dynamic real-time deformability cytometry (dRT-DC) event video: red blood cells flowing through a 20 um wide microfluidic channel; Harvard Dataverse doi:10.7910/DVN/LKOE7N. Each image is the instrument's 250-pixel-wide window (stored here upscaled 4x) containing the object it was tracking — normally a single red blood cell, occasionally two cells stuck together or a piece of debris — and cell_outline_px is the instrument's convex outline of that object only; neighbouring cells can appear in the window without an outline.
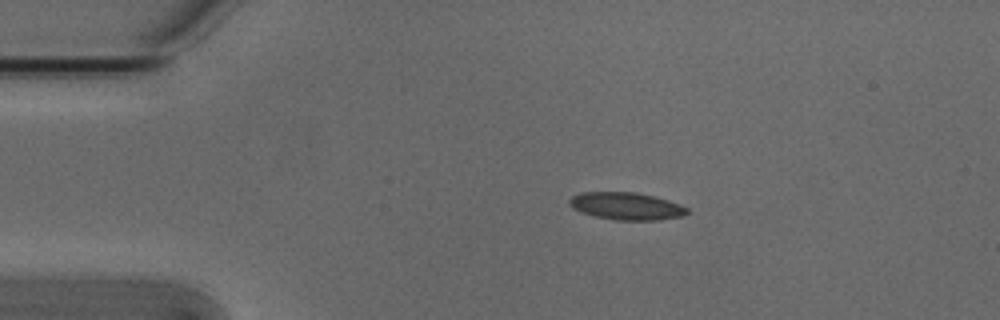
{"species": "Egyptian fruit bat (a non-hibernating species)", "species_latin": "Rousettus aegyptiacus", "temperature_condition": "cold", "stored_images_in_passage": 4, "camera_frame_rate_fps": 3000, "um_per_image_px": 0.085, "animal": {"sex": "male"}, "frame": {"image": 1, "passage_image": 2, "time_ms": 0.333, "image_size_px": [1000, 320], "cell_outline_px": [[688, 212], [680, 216], [656, 220], [616, 220], [596, 216], [580, 212], [572, 208], [568, 204], [568, 200], [572, 196], [580, 192], [636, 192], [668, 200], [680, 204], [688, 208]], "centroid_in_image_um": [53.19, 17.51], "position_along_channel_um": 31.8, "area_um2": 18.73}}
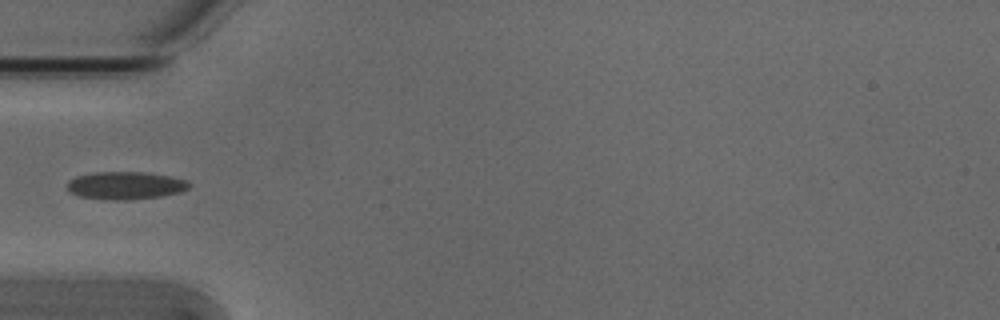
{"frame": {"image": 2, "passage_image": 4, "time_ms": 1.0, "image_size_px": [1000, 320], "cell_outline_px": [[192, 184], [188, 188], [180, 192], [160, 196], [128, 200], [104, 200], [80, 196], [68, 192], [68, 180], [76, 176], [96, 172], [144, 172], [172, 176], [188, 180]], "centroid_in_image_um": [10.67, 15.76], "position_along_channel_um": 74.3, "area_um2": 19.88}}